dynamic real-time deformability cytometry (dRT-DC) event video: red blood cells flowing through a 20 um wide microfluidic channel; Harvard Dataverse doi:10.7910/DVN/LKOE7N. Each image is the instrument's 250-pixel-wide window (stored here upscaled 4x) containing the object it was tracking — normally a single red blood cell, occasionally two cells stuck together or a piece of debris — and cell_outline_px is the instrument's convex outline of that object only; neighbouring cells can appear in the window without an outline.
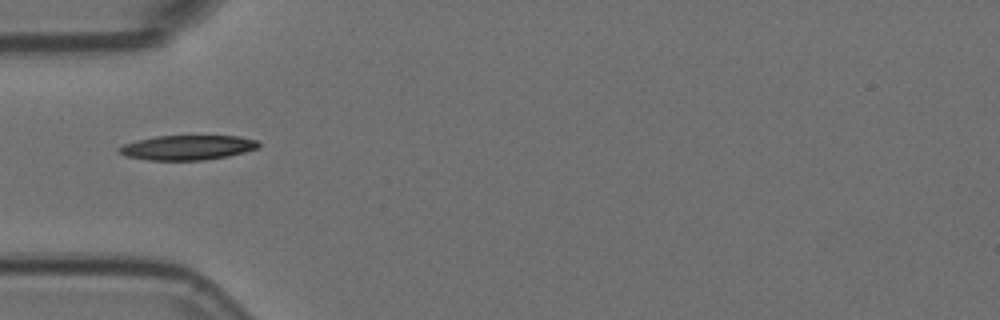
{"species": "Egyptian fruit bat (a non-hibernating species)", "species_latin": "Rousettus aegyptiacus", "temperature_condition": "room temperature", "stored_images_in_passage": 38, "camera_frame_rate_fps": 3000, "um_per_image_px": 0.085, "animal": {"sex": "female"}, "frame": {"image": 1, "passage_image": 1, "time_ms": 0.0, "image_size_px": [1000, 320], "cell_outline_px": [[260, 144], [256, 148], [244, 152], [228, 156], [204, 160], [148, 160], [128, 156], [120, 152], [116, 148], [124, 144], [136, 140], [156, 136], [236, 136], [256, 140]], "centroid_in_image_um": [15.91, 12.54], "position_along_channel_um": 69.1, "area_um2": 19.88}}
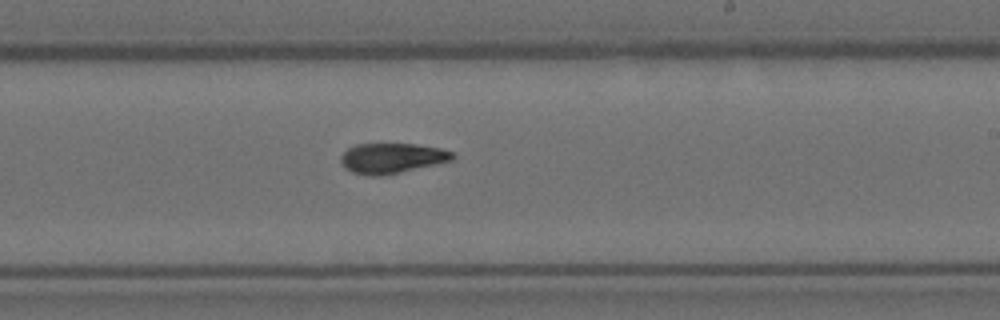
{"frame": {"image": 2, "passage_image": 16, "time_ms": 5.0, "image_size_px": [1000, 320], "cell_outline_px": [[456, 156], [452, 160], [400, 172], [380, 176], [372, 176], [352, 172], [344, 168], [340, 160], [340, 156], [348, 148], [356, 144], [416, 144], [440, 148], [452, 152]], "centroid_in_image_um": [33.28, 13.44], "position_along_channel_um": 255.7, "area_um2": 19.54}}
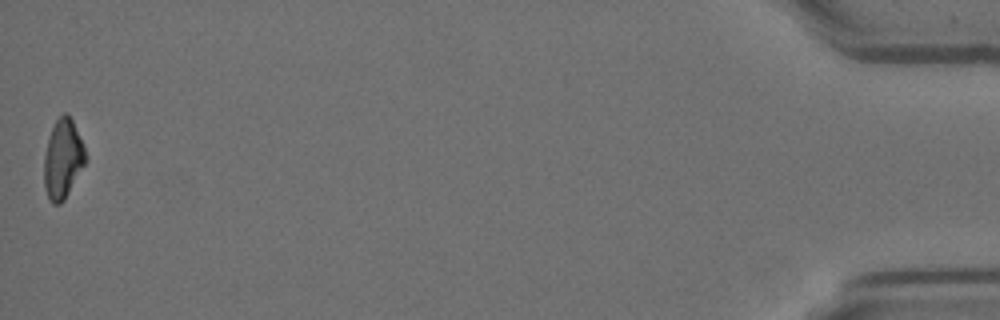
{"frame": {"image": 3, "passage_image": 38, "time_ms": 12.333, "image_size_px": [1000, 320], "cell_outline_px": [[88, 160], [64, 200], [60, 204], [52, 204], [48, 200], [44, 188], [44, 156], [48, 140], [52, 128], [56, 120], [64, 112], [68, 112], [84, 144], [88, 156]], "centroid_in_image_um": [5.36, 13.53], "position_along_channel_um": 429.8, "area_um2": 19.48}, "authors_computed_cell_mechanics": {"area_um2": 19.652, "velocity_mm_per_s": 3.726, "shape_relaxation_time_tau1_ms": null, "shape_relaxation_time_tau2_ms": 6.2889, "deformation_change_tau1": null, "deformation_change_tau2": 0.1284}}